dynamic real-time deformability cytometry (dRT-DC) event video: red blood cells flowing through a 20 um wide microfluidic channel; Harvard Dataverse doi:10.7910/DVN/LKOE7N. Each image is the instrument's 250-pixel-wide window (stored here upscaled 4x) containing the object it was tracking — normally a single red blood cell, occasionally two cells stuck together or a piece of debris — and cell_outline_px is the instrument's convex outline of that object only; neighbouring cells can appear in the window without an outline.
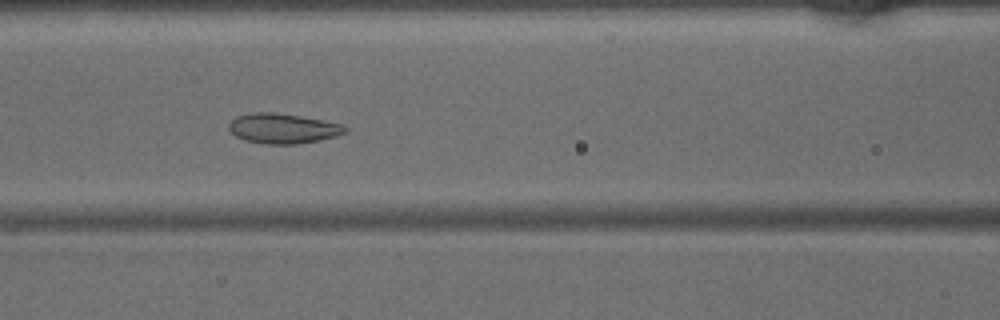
{"species": "common noctule bat (a hibernating species)", "species_latin": "Nyctalus noctula", "temperature_condition": "warm", "stored_images_in_passage": 44, "camera_frame_rate_fps": 3000, "um_per_image_px": 0.085, "animal": {"sex": "male", "body_mass_g": 15.6}, "frame": {"image": 1, "passage_image": 17, "time_ms": 5.333, "image_size_px": [1000, 320], "cell_outline_px": [[348, 132], [336, 136], [320, 140], [296, 144], [264, 144], [244, 140], [236, 136], [228, 128], [228, 124], [236, 116], [252, 112], [276, 112], [324, 120], [344, 124], [348, 128]], "centroid_in_image_um": [24.07, 10.91], "position_along_channel_um": 142.5, "area_um2": 20.58}}
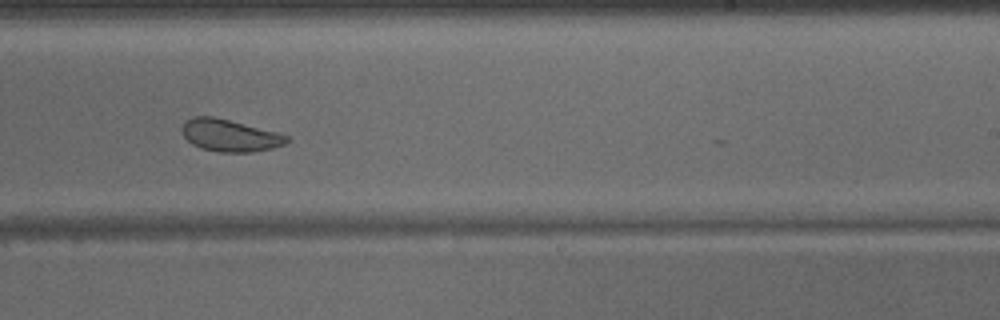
{"frame": {"image": 2, "passage_image": 26, "time_ms": 8.333, "image_size_px": [1000, 320], "cell_outline_px": [[288, 140], [284, 144], [272, 148], [252, 152], [220, 152], [200, 148], [192, 144], [184, 136], [180, 128], [184, 120], [192, 116], [212, 116], [276, 132], [288, 136]], "centroid_in_image_um": [19.46, 11.51], "position_along_channel_um": 269.5, "area_um2": 19.48}}
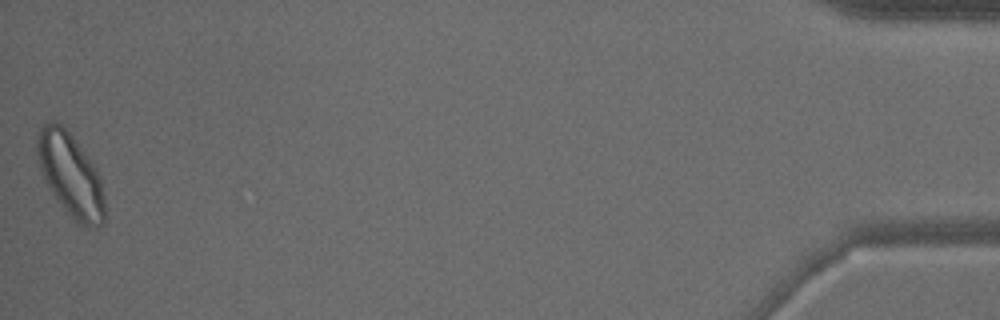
{"frame": {"image": 3, "passage_image": 44, "time_ms": 14.333, "image_size_px": [1000, 320], "cell_outline_px": [[104, 224], [96, 228], [80, 228], [76, 224], [52, 192], [40, 172], [36, 156], [36, 140], [40, 128], [44, 124], [52, 120], [56, 120], [72, 136], [96, 172], [100, 180], [104, 196]], "centroid_in_image_um": [5.96, 14.93], "position_along_channel_um": 429.2, "area_um2": 32.48}}